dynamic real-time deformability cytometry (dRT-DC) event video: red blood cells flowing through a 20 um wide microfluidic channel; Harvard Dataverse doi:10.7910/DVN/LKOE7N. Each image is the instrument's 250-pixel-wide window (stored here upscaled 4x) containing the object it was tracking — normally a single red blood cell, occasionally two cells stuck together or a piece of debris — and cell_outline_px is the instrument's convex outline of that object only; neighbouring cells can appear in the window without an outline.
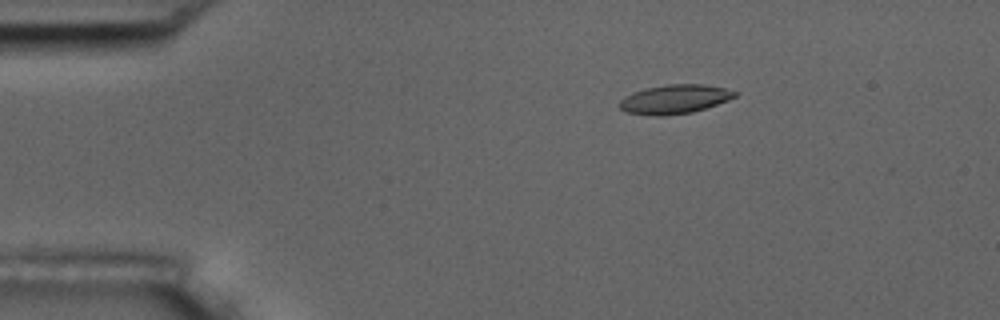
{"species": "common noctule bat (a hibernating species)", "species_latin": "Nyctalus noctula", "temperature_condition": "room temperature", "stored_images_in_passage": 5, "camera_frame_rate_fps": 3000, "um_per_image_px": 0.085, "animal": {"sex": "male", "body_mass_g": 17.5, "forearm_length_mm": 52.3}, "frame": {"image": 1, "passage_image": 3, "time_ms": 2.333, "image_size_px": [1000, 320], "cell_outline_px": [[736, 96], [728, 100], [692, 112], [664, 116], [652, 116], [624, 112], [620, 108], [620, 100], [624, 96], [648, 88], [668, 84], [704, 84], [724, 88], [736, 92]], "centroid_in_image_um": [57.32, 8.44], "position_along_channel_um": 27.7, "area_um2": 19.31}}